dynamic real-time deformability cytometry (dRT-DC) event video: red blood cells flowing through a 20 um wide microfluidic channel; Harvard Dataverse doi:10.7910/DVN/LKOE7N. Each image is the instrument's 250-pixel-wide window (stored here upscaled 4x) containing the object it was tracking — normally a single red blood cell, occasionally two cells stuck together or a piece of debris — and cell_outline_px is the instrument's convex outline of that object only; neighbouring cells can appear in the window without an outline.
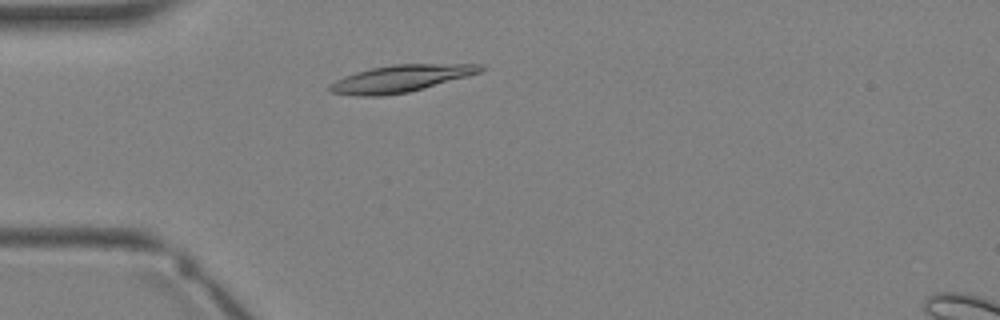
{"species": "Egyptian fruit bat (a non-hibernating species)", "species_latin": "Rousettus aegyptiacus", "temperature_condition": "warm", "stored_images_in_passage": 2, "camera_frame_rate_fps": 3000, "um_per_image_px": 0.085, "animal": {"sex": "female"}, "frame": {"image": 1, "passage_image": 1, "time_ms": 0.0, "image_size_px": [1000, 320], "cell_outline_px": [[484, 68], [480, 72], [468, 76], [424, 88], [408, 92], [384, 96], [356, 96], [328, 92], [328, 84], [344, 76], [356, 72], [372, 68], [392, 64], [480, 64]], "centroid_in_image_um": [33.99, 6.69], "position_along_channel_um": 51.0, "area_um2": 23.76}}